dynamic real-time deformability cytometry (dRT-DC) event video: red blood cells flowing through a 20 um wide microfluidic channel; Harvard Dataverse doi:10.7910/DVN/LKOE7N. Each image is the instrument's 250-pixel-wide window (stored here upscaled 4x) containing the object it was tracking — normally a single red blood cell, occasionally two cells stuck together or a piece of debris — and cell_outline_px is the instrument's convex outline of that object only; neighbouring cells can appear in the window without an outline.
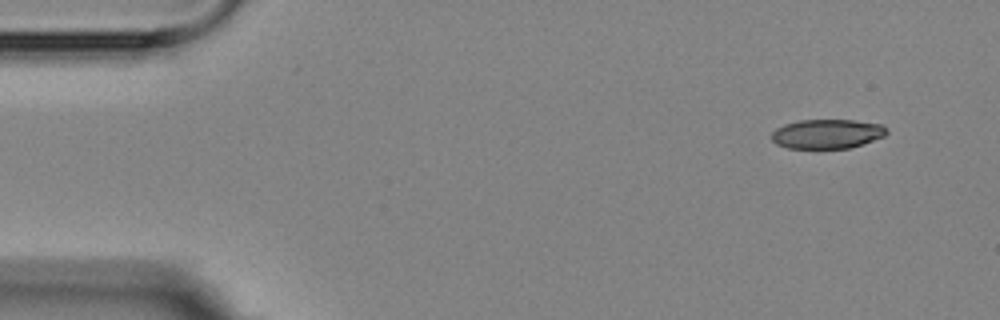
{"species": "Egyptian fruit bat (a non-hibernating species)", "species_latin": "Rousettus aegyptiacus", "temperature_condition": "room temperature", "stored_images_in_passage": 7, "camera_frame_rate_fps": 3000, "um_per_image_px": 0.085, "animal": {"sex": "female"}, "frame": {"image": 1, "passage_image": 1, "time_ms": 0.0, "image_size_px": [1000, 320], "cell_outline_px": [[888, 132], [884, 136], [864, 144], [848, 148], [788, 148], [776, 144], [772, 140], [772, 132], [776, 128], [784, 124], [800, 120], [852, 120], [884, 124], [888, 128]], "centroid_in_image_um": [70.33, 11.37], "position_along_channel_um": 14.7, "area_um2": 19.83}}
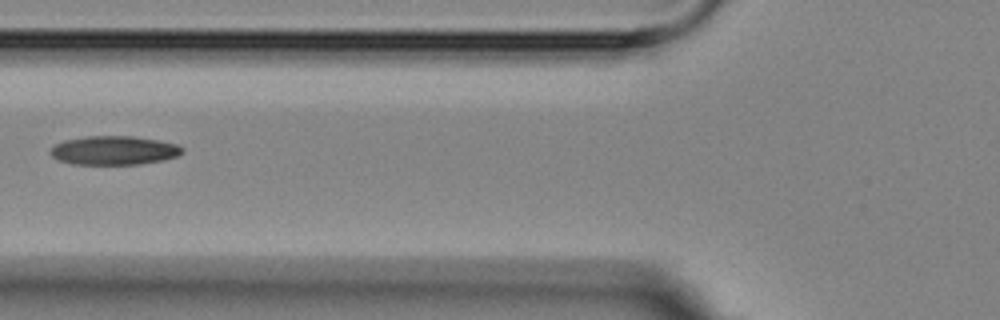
{"frame": {"image": 2, "passage_image": 6, "time_ms": 5.667, "image_size_px": [1000, 320], "cell_outline_px": [[184, 152], [176, 156], [164, 160], [140, 164], [72, 164], [60, 160], [52, 156], [48, 152], [56, 144], [64, 140], [84, 136], [132, 136], [156, 140], [176, 144], [184, 148]], "centroid_in_image_um": [9.69, 12.78], "position_along_channel_um": 116.1, "area_um2": 22.14}}
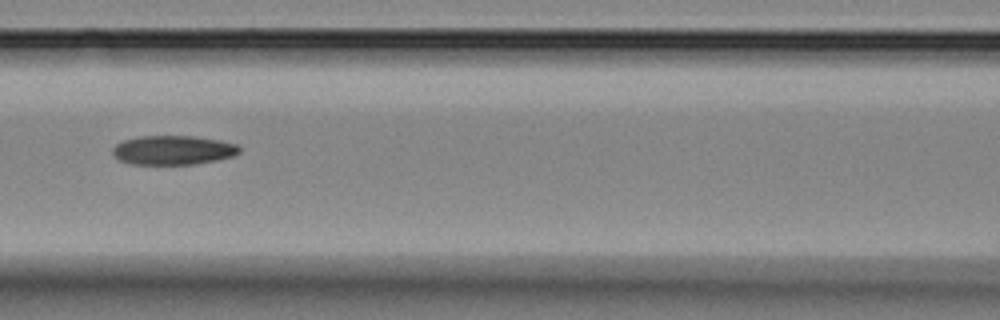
{"frame": {"image": 3, "passage_image": 7, "time_ms": 6.667, "image_size_px": [1000, 320], "cell_outline_px": [[240, 152], [232, 156], [216, 160], [192, 164], [132, 164], [120, 160], [112, 156], [112, 148], [116, 144], [124, 140], [140, 136], [192, 136], [220, 140], [236, 144], [240, 148]], "centroid_in_image_um": [14.68, 12.76], "position_along_channel_um": 151.9, "area_um2": 21.5}}